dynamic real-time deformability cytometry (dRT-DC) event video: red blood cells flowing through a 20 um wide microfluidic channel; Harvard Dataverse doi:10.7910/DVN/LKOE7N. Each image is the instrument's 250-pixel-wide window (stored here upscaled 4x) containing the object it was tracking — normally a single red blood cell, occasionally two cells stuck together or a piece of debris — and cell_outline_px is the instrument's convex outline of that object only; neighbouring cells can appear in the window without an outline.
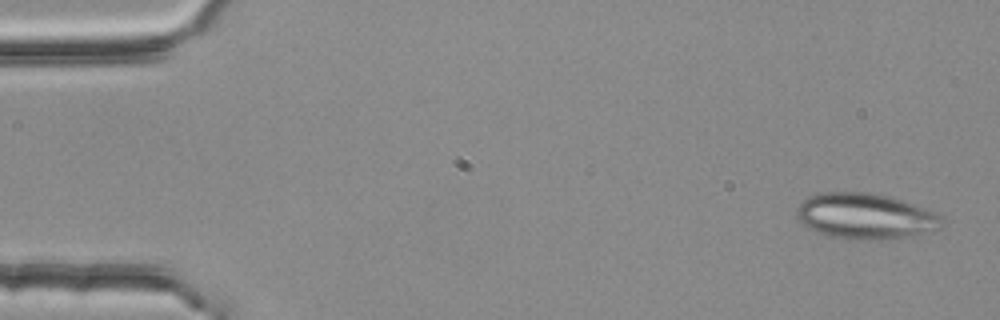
{"species": "common noctule bat (a hibernating species)", "species_latin": "Nyctalus noctula", "temperature_condition": "room temperature", "stored_images_in_passage": 4, "camera_frame_rate_fps": 3000, "um_per_image_px": 0.085, "animal": {"sex": "female", "body_mass_g": 25.1}, "frame": {"image": 1, "passage_image": 1, "time_ms": 0.0, "image_size_px": [1000, 320], "cell_outline_px": [[940, 228], [904, 236], [884, 240], [848, 240], [816, 232], [804, 224], [796, 216], [796, 208], [804, 200], [820, 192], [868, 192], [888, 196], [900, 200], [932, 212], [940, 216]], "centroid_in_image_um": [73.46, 18.38], "position_along_channel_um": 11.5, "area_um2": 37.97}}